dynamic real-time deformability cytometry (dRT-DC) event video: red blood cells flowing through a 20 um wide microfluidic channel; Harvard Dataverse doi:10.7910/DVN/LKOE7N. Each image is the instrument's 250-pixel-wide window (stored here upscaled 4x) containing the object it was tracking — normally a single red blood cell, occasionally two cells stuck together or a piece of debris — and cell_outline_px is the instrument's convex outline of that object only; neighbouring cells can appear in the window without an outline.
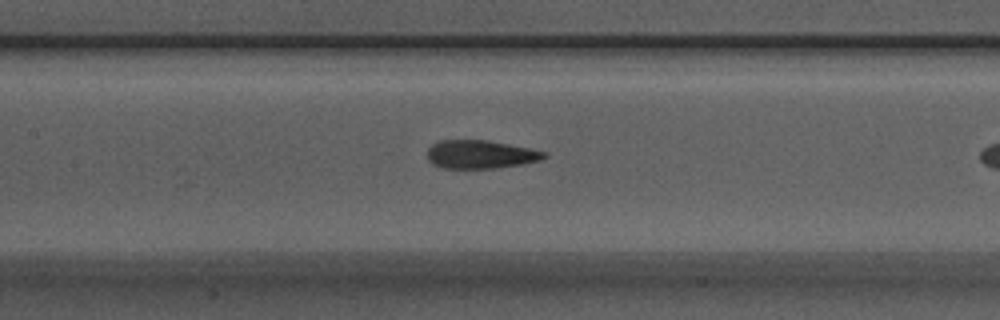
{"species": "Egyptian fruit bat (a non-hibernating species)", "species_latin": "Rousettus aegyptiacus", "temperature_condition": "warm", "stored_images_in_passage": 15, "camera_frame_rate_fps": 3000, "um_per_image_px": 0.085, "animal": {"sex": "male"}, "frame": {"image": 1, "passage_image": 13, "time_ms": 4.0, "image_size_px": [1000, 320], "cell_outline_px": [[548, 156], [540, 160], [524, 164], [496, 168], [444, 168], [432, 164], [428, 160], [428, 148], [432, 144], [440, 140], [488, 140], [548, 152]], "centroid_in_image_um": [40.85, 13.12], "position_along_channel_um": 166.5, "area_um2": 19.36}}